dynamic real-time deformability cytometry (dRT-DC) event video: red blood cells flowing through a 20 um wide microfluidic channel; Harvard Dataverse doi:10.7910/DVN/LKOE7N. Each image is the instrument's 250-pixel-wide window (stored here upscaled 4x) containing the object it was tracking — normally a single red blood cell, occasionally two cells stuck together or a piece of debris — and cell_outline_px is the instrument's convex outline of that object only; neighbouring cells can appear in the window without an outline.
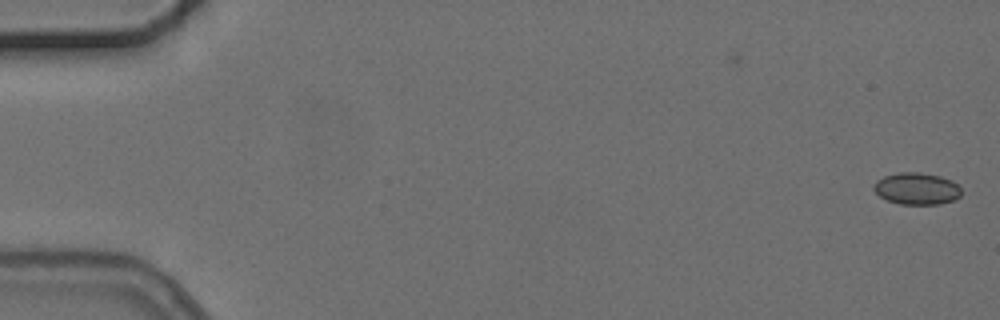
{"species": "common noctule bat (a hibernating species)", "species_latin": "Nyctalus noctula", "temperature_condition": "cold", "stored_images_in_passage": 2, "camera_frame_rate_fps": 3000, "um_per_image_px": 0.085, "animal": {"sex": "female", "body_mass_g": 24.6, "forearm_length_mm": 56.2}, "frame": {"image": 1, "passage_image": 2, "time_ms": 1.333, "image_size_px": [1000, 320], "cell_outline_px": [[960, 196], [952, 200], [940, 204], [900, 204], [888, 200], [880, 196], [872, 188], [876, 180], [884, 176], [900, 172], [920, 172], [940, 176], [952, 180], [960, 188]], "centroid_in_image_um": [77.9, 16.02], "position_along_channel_um": 7.1, "area_um2": 16.18}}